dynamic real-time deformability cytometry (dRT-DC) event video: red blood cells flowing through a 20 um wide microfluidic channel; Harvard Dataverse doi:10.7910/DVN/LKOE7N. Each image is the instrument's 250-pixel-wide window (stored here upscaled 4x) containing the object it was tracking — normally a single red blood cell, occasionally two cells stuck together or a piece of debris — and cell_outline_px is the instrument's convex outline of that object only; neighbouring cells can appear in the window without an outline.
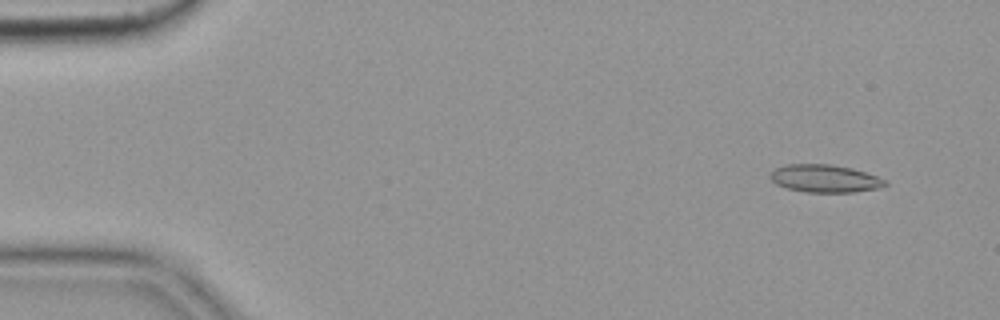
{"species": "common noctule bat (a hibernating species)", "species_latin": "Nyctalus noctula", "temperature_condition": "cold", "stored_images_in_passage": 56, "camera_frame_rate_fps": 3000, "um_per_image_px": 0.085, "animal": {"sex": "female", "body_mass_g": 19.9}, "frame": {"image": 1, "passage_image": 5, "time_ms": 1.333, "image_size_px": [1000, 320], "cell_outline_px": [[888, 184], [880, 188], [852, 192], [808, 192], [788, 188], [776, 184], [768, 176], [768, 172], [776, 168], [788, 164], [828, 164], [852, 168], [888, 180]], "centroid_in_image_um": [70.1, 15.17], "position_along_channel_um": 14.9, "area_um2": 18.55}}
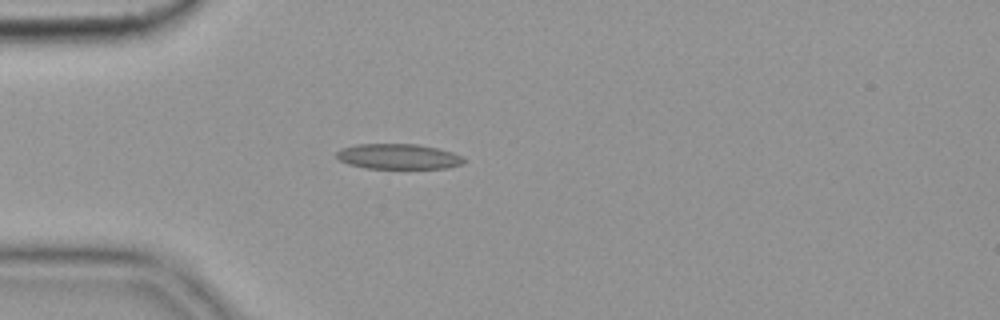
{"frame": {"image": 2, "passage_image": 16, "time_ms": 5.0, "image_size_px": [1000, 320], "cell_outline_px": [[468, 160], [464, 164], [448, 168], [364, 168], [348, 164], [340, 160], [336, 156], [336, 152], [340, 148], [356, 144], [420, 144], [452, 152]], "centroid_in_image_um": [33.86, 13.3], "position_along_channel_um": 51.1, "area_um2": 18.9}}
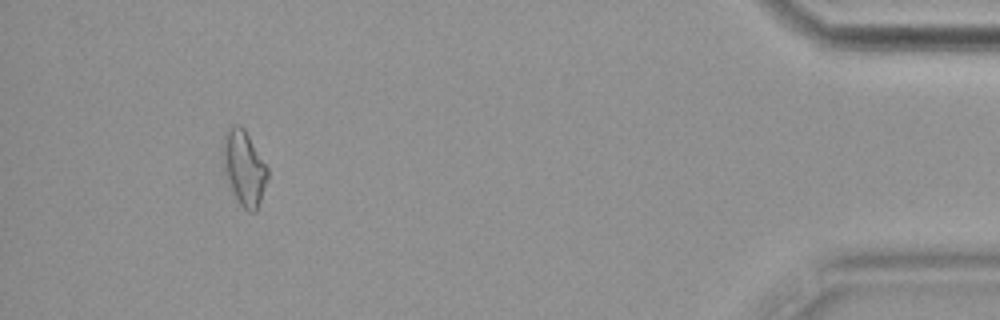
{"frame": {"image": 3, "passage_image": 52, "time_ms": 17.0, "image_size_px": [1000, 320], "cell_outline_px": [[268, 176], [256, 212], [248, 212], [240, 204], [228, 180], [220, 156], [224, 136], [228, 128], [232, 124], [240, 124], [244, 128], [268, 168]], "centroid_in_image_um": [20.72, 14.22], "position_along_channel_um": 414.5, "area_um2": 19.31}, "authors_computed_cell_mechanics": {"area_um2": 18.2359, "velocity_mm_per_s": 3.6273, "shape_relaxation_time_tau1_ms": null, "shape_relaxation_time_tau2_ms": 11.1566, "deformation_change_tau1": null, "deformation_change_tau2": 0.2319}}